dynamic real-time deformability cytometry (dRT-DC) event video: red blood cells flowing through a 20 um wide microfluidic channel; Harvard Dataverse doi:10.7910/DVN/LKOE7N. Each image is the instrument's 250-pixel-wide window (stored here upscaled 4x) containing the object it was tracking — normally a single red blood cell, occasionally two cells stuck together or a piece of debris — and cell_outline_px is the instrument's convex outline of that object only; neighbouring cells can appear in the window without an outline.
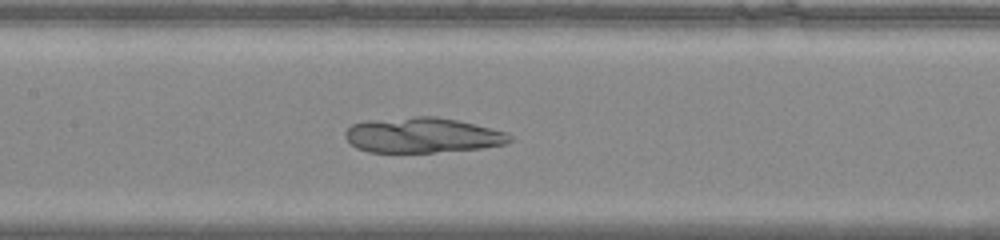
{"species": "common noctule bat (a hibernating species)", "species_latin": "Nyctalus noctula", "temperature_condition": "warm", "stored_images_in_passage": 44, "camera_frame_rate_fps": 3000, "um_per_image_px": 0.085, "animal": {"sex": "male", "body_mass_g": 20.0, "forearm_length_mm": 53.3}, "frame": {"image": 1, "passage_image": 18, "time_ms": 5.667, "image_size_px": [1000, 240], "cell_outline_px": [[512, 140], [508, 144], [480, 148], [432, 152], [368, 152], [356, 148], [344, 136], [344, 132], [352, 124], [364, 120], [416, 116], [436, 116], [456, 120], [508, 132], [512, 136]], "centroid_in_image_um": [35.89, 11.48], "position_along_channel_um": 171.5, "area_um2": 33.93}}
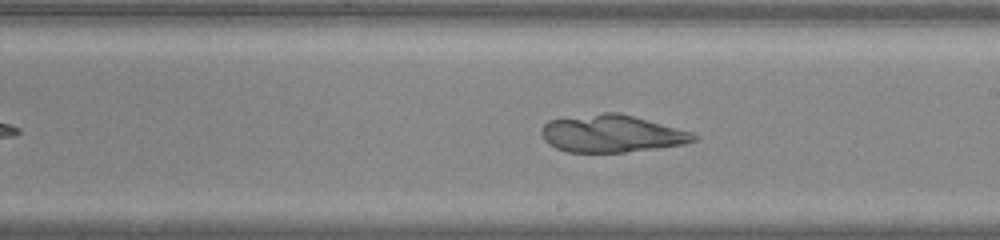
{"frame": {"image": 2, "passage_image": 23, "time_ms": 7.333, "image_size_px": [1000, 240], "cell_outline_px": [[700, 136], [696, 140], [684, 144], [656, 148], [624, 152], [568, 152], [556, 148], [548, 144], [544, 140], [540, 132], [540, 128], [548, 120], [604, 112], [620, 112], [692, 132]], "centroid_in_image_um": [51.98, 11.35], "position_along_channel_um": 237.0, "area_um2": 33.23}}
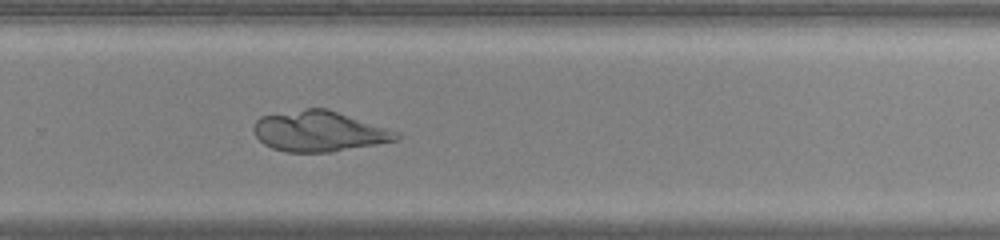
{"frame": {"image": 3, "passage_image": 28, "time_ms": 9.0, "image_size_px": [1000, 240], "cell_outline_px": [[400, 140], [332, 152], [284, 152], [272, 148], [264, 144], [252, 132], [252, 128], [256, 120], [260, 116], [308, 108], [328, 108], [400, 132]], "centroid_in_image_um": [27.14, 11.16], "position_along_channel_um": 302.7, "area_um2": 33.99}}